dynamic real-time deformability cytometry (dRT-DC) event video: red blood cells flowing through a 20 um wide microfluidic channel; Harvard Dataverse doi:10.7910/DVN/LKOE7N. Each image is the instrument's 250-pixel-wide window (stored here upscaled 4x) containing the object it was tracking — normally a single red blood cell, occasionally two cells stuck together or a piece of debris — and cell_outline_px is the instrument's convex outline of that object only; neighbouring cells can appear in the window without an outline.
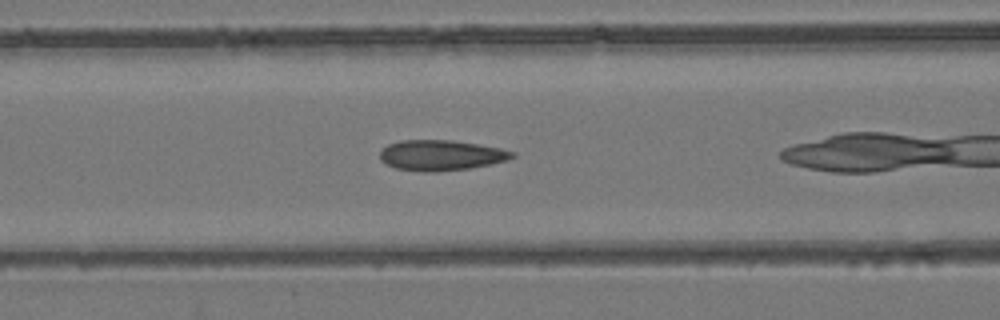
{"species": "common noctule bat (a hibernating species)", "species_latin": "Nyctalus noctula", "temperature_condition": "room temperature", "stored_images_in_passage": 26, "camera_frame_rate_fps": 3000, "um_per_image_px": 0.085, "animal": {"sex": "female", "body_mass_g": 24.6, "forearm_length_mm": 56.2}, "frame": {"image": 1, "passage_image": 6, "time_ms": 1.667, "image_size_px": [1000, 320], "cell_outline_px": [[516, 156], [508, 160], [468, 168], [432, 172], [420, 172], [396, 168], [384, 164], [380, 160], [380, 152], [388, 144], [400, 140], [452, 140], [500, 148], [516, 152]], "centroid_in_image_um": [37.46, 13.2], "position_along_channel_um": 129.1, "area_um2": 23.47}}
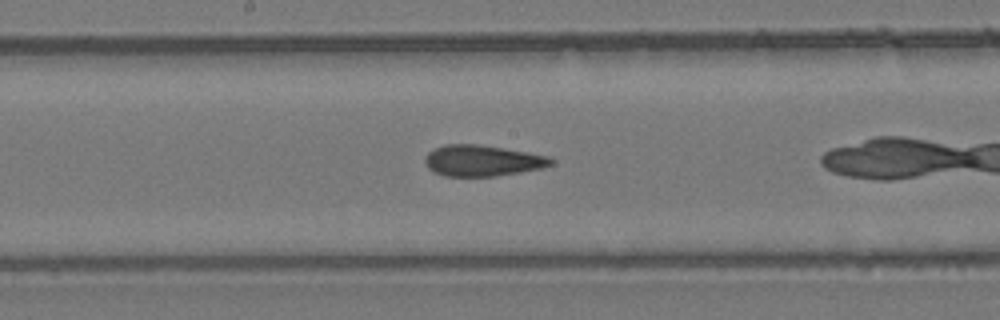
{"frame": {"image": 2, "passage_image": 12, "time_ms": 3.667, "image_size_px": [1000, 320], "cell_outline_px": [[556, 160], [552, 164], [544, 168], [496, 176], [444, 176], [432, 172], [424, 164], [424, 160], [428, 152], [444, 144], [476, 144], [548, 156]], "centroid_in_image_um": [40.97, 13.67], "position_along_channel_um": 207.2, "area_um2": 22.77}}
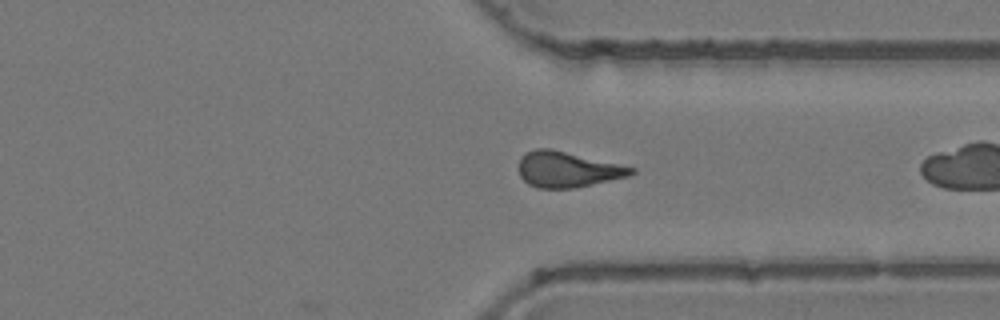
{"frame": {"image": 3, "passage_image": 24, "time_ms": 7.667, "image_size_px": [1000, 320], "cell_outline_px": [[636, 172], [632, 176], [572, 188], [536, 188], [528, 184], [520, 176], [520, 156], [524, 152], [536, 148], [552, 148], [636, 168]], "centroid_in_image_um": [48.25, 14.39], "position_along_channel_um": 363.2, "area_um2": 23.52}}